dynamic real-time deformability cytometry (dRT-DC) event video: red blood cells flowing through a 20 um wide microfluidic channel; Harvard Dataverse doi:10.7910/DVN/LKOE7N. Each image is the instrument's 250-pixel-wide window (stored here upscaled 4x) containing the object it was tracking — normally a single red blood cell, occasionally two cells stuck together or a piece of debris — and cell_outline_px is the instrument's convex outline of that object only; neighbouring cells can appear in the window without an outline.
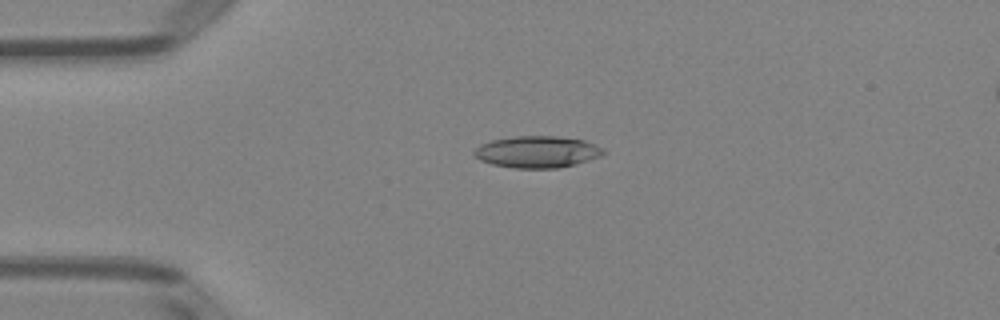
{"species": "Egyptian fruit bat (a non-hibernating species)", "species_latin": "Rousettus aegyptiacus", "temperature_condition": "room temperature", "stored_images_in_passage": 51, "camera_frame_rate_fps": 3000, "um_per_image_px": 0.085, "animal": {"sex": "female"}, "frame": {"image": 1, "passage_image": 12, "time_ms": 3.667, "image_size_px": [1000, 320], "cell_outline_px": [[608, 152], [600, 156], [576, 164], [560, 168], [512, 168], [492, 164], [480, 160], [472, 152], [480, 144], [492, 140], [516, 136], [556, 136], [584, 140], [604, 148]], "centroid_in_image_um": [45.68, 12.91], "position_along_channel_um": 39.3, "area_um2": 23.99}}
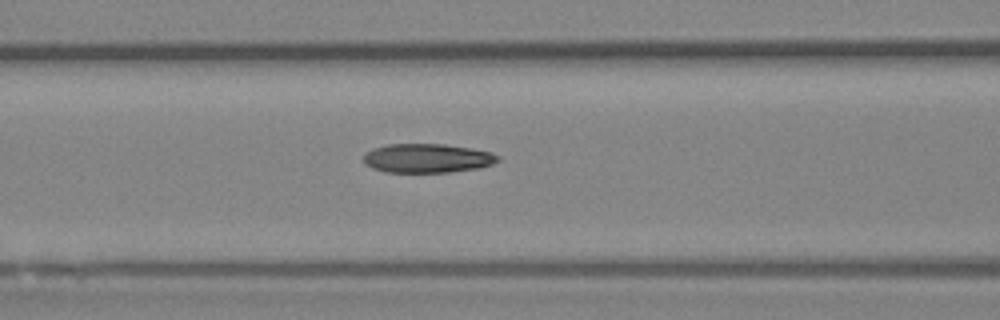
{"frame": {"image": 2, "passage_image": 21, "time_ms": 6.667, "image_size_px": [1000, 320], "cell_outline_px": [[500, 160], [492, 164], [480, 168], [452, 172], [384, 172], [372, 168], [364, 164], [364, 152], [372, 148], [388, 144], [444, 144], [472, 148], [492, 152], [500, 156]], "centroid_in_image_um": [36.32, 13.45], "position_along_channel_um": 130.3, "area_um2": 23.06}}
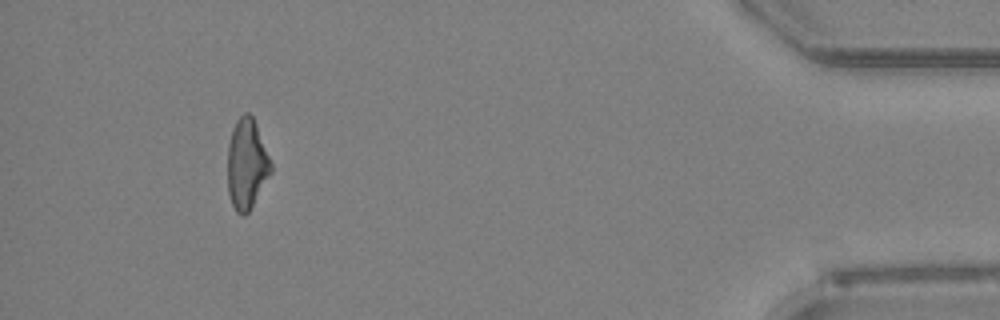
{"frame": {"image": 3, "passage_image": 47, "time_ms": 15.333, "image_size_px": [1000, 320], "cell_outline_px": [[272, 172], [248, 212], [244, 216], [240, 216], [236, 212], [232, 204], [228, 192], [228, 144], [232, 128], [236, 120], [244, 112], [248, 112], [252, 116], [256, 124], [272, 164]], "centroid_in_image_um": [20.96, 13.94], "position_along_channel_um": 414.2, "area_um2": 22.77}, "authors_computed_cell_mechanics": {"area_um2": 23.2356, "velocity_mm_per_s": 4.0129, "shape_relaxation_time_tau1_ms": 6.3351, "shape_relaxation_time_tau2_ms": 2.471, "deformation_change_tau1": 0.1898, "deformation_change_tau2": 0.103}}